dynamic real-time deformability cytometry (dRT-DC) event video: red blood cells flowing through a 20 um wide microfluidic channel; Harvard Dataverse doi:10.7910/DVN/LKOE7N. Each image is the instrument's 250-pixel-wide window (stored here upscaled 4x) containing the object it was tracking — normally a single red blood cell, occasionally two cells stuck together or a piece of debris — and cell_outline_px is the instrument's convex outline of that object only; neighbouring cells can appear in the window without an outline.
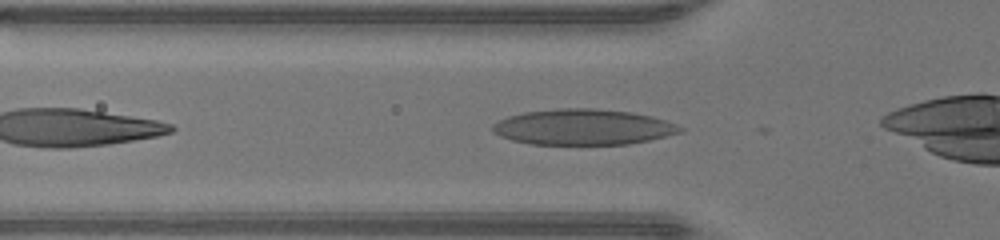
{"species": "human", "species_latin": "Homo sapiens", "temperature_condition": "warm", "stored_images_in_passage": 24, "camera_frame_rate_fps": 3000, "um_per_image_px": 0.085, "donor": {"sex": "male"}, "frame": {"image": 1, "passage_image": 2, "time_ms": 0.333, "image_size_px": [1000, 240], "cell_outline_px": [[684, 132], [648, 140], [628, 144], [532, 144], [512, 140], [500, 136], [492, 132], [492, 124], [508, 116], [524, 112], [560, 108], [596, 108], [632, 112], [652, 116], [676, 124], [684, 128]], "centroid_in_image_um": [49.57, 10.79], "position_along_channel_um": 76.2, "area_um2": 39.07}}
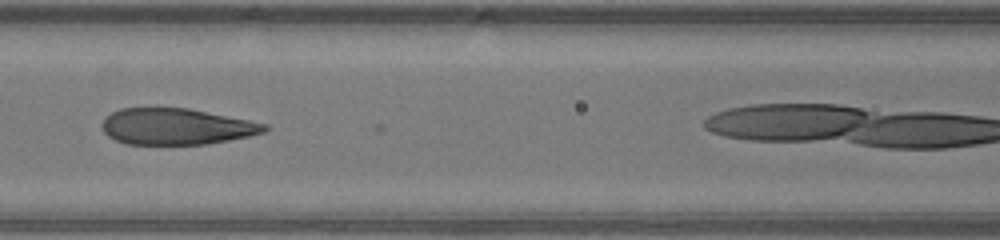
{"frame": {"image": 2, "passage_image": 7, "time_ms": 2.0, "image_size_px": [1000, 240], "cell_outline_px": [[268, 128], [264, 132], [248, 136], [208, 144], [128, 144], [116, 140], [108, 136], [104, 132], [104, 120], [112, 112], [120, 108], [188, 108], [268, 124]], "centroid_in_image_um": [15.01, 10.75], "position_along_channel_um": 151.6, "area_um2": 33.93}}
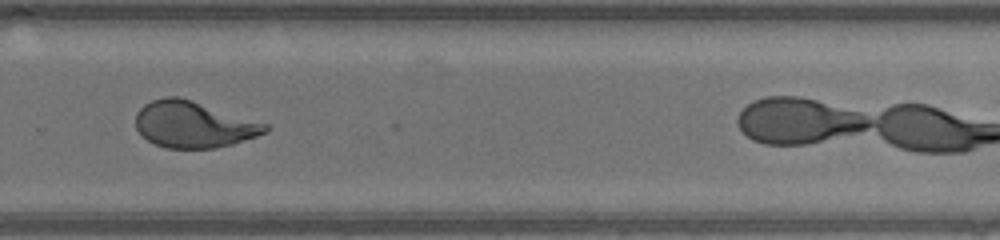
{"frame": {"image": 3, "passage_image": 18, "time_ms": 5.667, "image_size_px": [1000, 240], "cell_outline_px": [[268, 132], [232, 144], [216, 148], [168, 148], [156, 144], [140, 136], [136, 128], [136, 112], [144, 104], [152, 100], [164, 96], [176, 96], [192, 100], [268, 124]], "centroid_in_image_um": [16.42, 10.58], "position_along_channel_um": 313.4, "area_um2": 34.97}}